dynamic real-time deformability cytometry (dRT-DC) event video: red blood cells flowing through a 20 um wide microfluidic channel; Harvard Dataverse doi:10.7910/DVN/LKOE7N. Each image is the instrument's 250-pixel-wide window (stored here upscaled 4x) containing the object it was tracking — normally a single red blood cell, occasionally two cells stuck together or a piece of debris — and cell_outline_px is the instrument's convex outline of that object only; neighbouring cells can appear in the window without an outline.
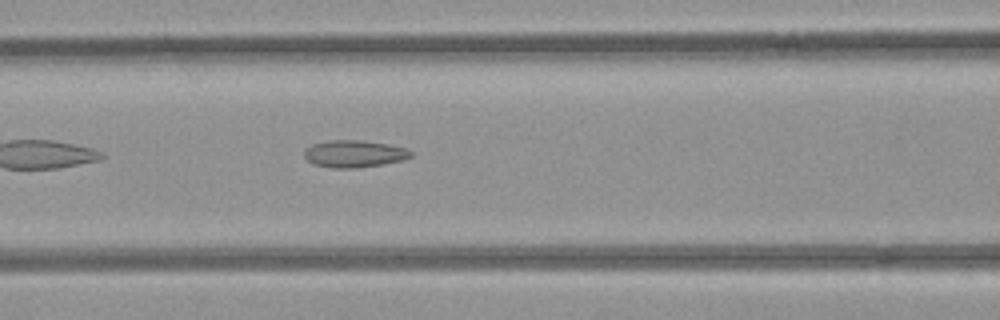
{"species": "common noctule bat (a hibernating species)", "species_latin": "Nyctalus noctula", "temperature_condition": "room temperature", "stored_images_in_passage": 14, "camera_frame_rate_fps": 3000, "um_per_image_px": 0.085, "animal": {"sex": "female", "body_mass_g": 21.9}, "frame": {"image": 1, "passage_image": 8, "time_ms": 2.333, "image_size_px": [1000, 320], "cell_outline_px": [[412, 156], [404, 160], [384, 164], [356, 168], [332, 168], [312, 164], [304, 156], [304, 152], [312, 144], [332, 140], [356, 140], [384, 144], [404, 148], [412, 152]], "centroid_in_image_um": [30.09, 13.09], "position_along_channel_um": 136.5, "area_um2": 16.65}}
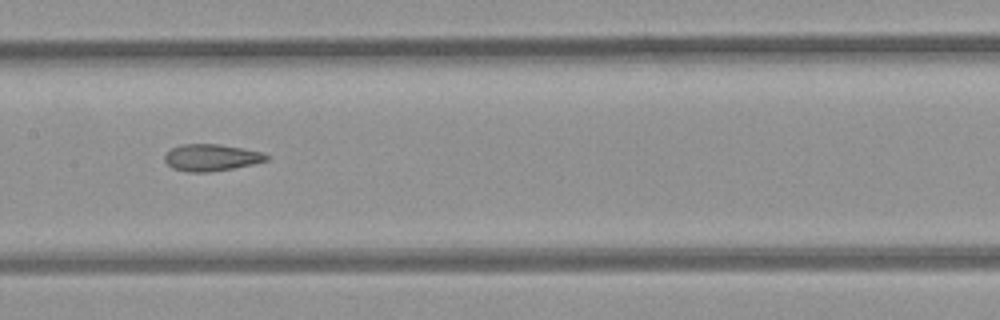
{"frame": {"image": 2, "passage_image": 12, "time_ms": 3.667, "image_size_px": [1000, 320], "cell_outline_px": [[268, 160], [252, 164], [232, 168], [208, 172], [188, 172], [172, 168], [164, 160], [164, 156], [172, 148], [180, 144], [220, 144], [260, 152], [268, 156]], "centroid_in_image_um": [17.91, 13.39], "position_along_channel_um": 189.5, "area_um2": 15.66}}